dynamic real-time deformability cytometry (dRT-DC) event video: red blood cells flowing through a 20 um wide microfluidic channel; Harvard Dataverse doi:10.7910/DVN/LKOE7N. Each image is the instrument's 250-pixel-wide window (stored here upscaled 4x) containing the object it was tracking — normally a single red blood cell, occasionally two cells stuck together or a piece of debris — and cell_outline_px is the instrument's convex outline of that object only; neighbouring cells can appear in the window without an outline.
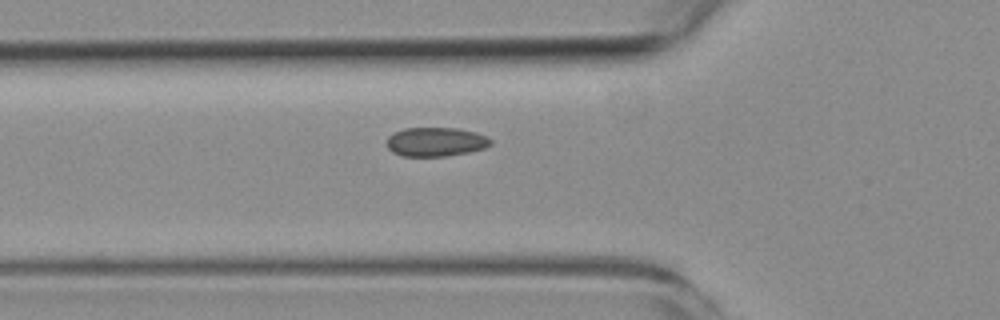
{"species": "common noctule bat (a hibernating species)", "species_latin": "Nyctalus noctula", "temperature_condition": "room temperature", "stored_images_in_passage": 5, "camera_frame_rate_fps": 3000, "um_per_image_px": 0.085, "animal": {"sex": "female", "body_mass_g": 19.3, "forearm_length_mm": 54.1}, "frame": {"image": 1, "passage_image": 5, "time_ms": 4.667, "image_size_px": [1000, 320], "cell_outline_px": [[492, 144], [484, 148], [468, 152], [448, 156], [400, 156], [392, 152], [388, 148], [388, 136], [404, 128], [456, 128], [476, 132], [488, 136], [492, 140]], "centroid_in_image_um": [37.07, 12.06], "position_along_channel_um": 88.7, "area_um2": 17.63}}